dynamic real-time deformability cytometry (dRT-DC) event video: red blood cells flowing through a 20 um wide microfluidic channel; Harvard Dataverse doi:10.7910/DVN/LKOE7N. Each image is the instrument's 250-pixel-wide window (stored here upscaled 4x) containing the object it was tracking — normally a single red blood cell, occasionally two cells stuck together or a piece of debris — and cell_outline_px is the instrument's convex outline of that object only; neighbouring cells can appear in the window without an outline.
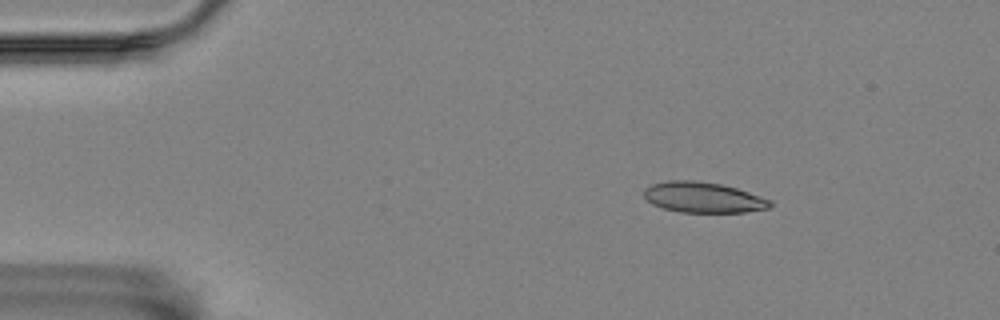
{"species": "Egyptian fruit bat (a non-hibernating species)", "species_latin": "Rousettus aegyptiacus", "temperature_condition": "room temperature", "stored_images_in_passage": 4, "camera_frame_rate_fps": 3000, "um_per_image_px": 0.085, "animal": {"sex": "female"}, "frame": {"image": 1, "passage_image": 2, "time_ms": 0.333, "image_size_px": [1000, 320], "cell_outline_px": [[772, 208], [744, 212], [680, 212], [664, 208], [652, 204], [644, 196], [644, 188], [652, 184], [668, 180], [696, 180], [720, 184], [736, 188], [772, 200]], "centroid_in_image_um": [59.78, 16.77], "position_along_channel_um": 25.2, "area_um2": 22.48}}